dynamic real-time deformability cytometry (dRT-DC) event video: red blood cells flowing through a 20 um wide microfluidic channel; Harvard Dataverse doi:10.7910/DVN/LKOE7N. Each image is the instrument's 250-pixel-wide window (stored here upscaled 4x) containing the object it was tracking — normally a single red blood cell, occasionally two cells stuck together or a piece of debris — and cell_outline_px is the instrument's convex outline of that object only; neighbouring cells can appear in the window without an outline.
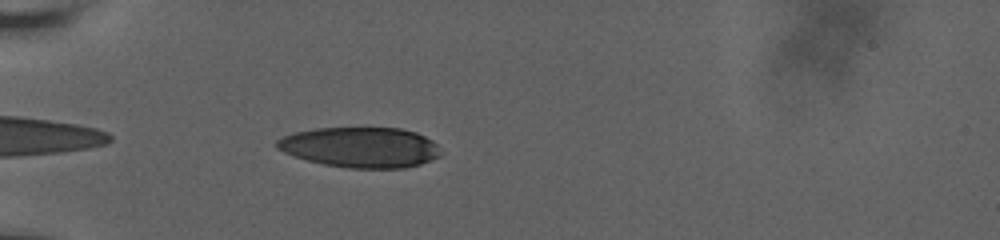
{"species": "human", "species_latin": "Homo sapiens", "temperature_condition": "room temperature", "stored_images_in_passage": 41, "camera_frame_rate_fps": 3000, "um_per_image_px": 0.085, "donor": {"sex": "male"}, "frame": {"image": 1, "passage_image": 2, "time_ms": 0.333, "image_size_px": [1000, 240], "cell_outline_px": [[444, 152], [440, 156], [420, 164], [404, 168], [348, 168], [324, 164], [308, 160], [284, 152], [276, 148], [276, 140], [292, 132], [316, 128], [400, 128], [416, 132], [432, 140]], "centroid_in_image_um": [30.66, 12.52], "position_along_channel_um": 54.3, "area_um2": 38.61}}
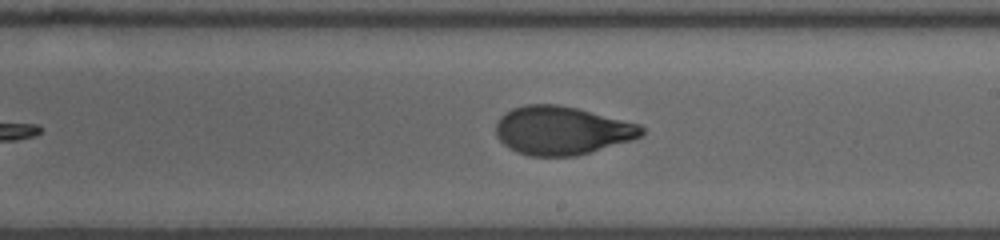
{"frame": {"image": 2, "passage_image": 19, "time_ms": 6.0, "image_size_px": [1000, 240], "cell_outline_px": [[644, 132], [640, 136], [632, 140], [576, 156], [528, 156], [516, 152], [508, 148], [496, 136], [496, 124], [500, 116], [512, 108], [524, 104], [556, 104], [576, 108], [640, 124], [644, 128]], "centroid_in_image_um": [47.73, 11.09], "position_along_channel_um": 241.3, "area_um2": 41.15}}
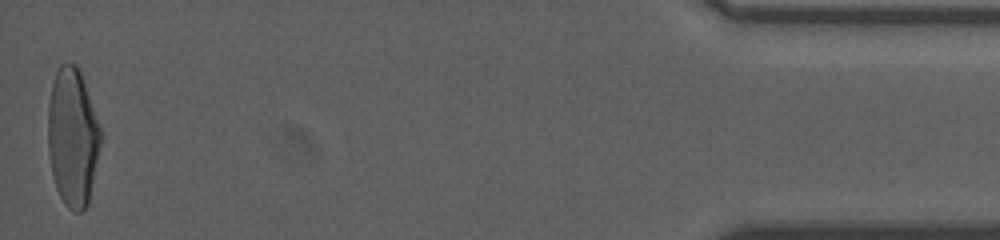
{"frame": {"image": 3, "passage_image": 41, "time_ms": 13.333, "image_size_px": [1000, 240], "cell_outline_px": [[100, 144], [88, 204], [80, 212], [76, 212], [68, 208], [64, 204], [56, 188], [52, 176], [48, 152], [48, 104], [52, 84], [56, 72], [60, 64], [76, 64], [80, 68], [100, 128]], "centroid_in_image_um": [6.15, 11.66], "position_along_channel_um": 429.0, "area_um2": 42.25}, "authors_computed_cell_mechanics": {"area_um2": 41.5582, "velocity_mm_per_s": 3.6706, "shape_relaxation_time_tau1_ms": 5.4775, "shape_relaxation_time_tau2_ms": 1.0757, "deformation_change_tau1": 0.2002, "deformation_change_tau2": 0.0612}}